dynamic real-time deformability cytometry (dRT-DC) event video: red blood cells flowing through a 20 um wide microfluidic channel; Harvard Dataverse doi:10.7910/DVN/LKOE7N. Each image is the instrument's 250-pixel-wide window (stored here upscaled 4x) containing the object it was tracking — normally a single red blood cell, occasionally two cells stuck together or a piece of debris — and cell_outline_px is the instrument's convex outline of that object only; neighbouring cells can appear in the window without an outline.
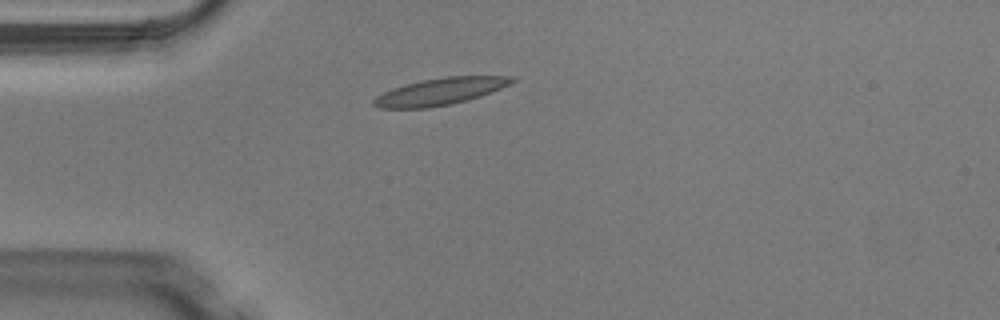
{"species": "Egyptian fruit bat (a non-hibernating species)", "species_latin": "Rousettus aegyptiacus", "temperature_condition": "warm", "stored_images_in_passage": 1, "camera_frame_rate_fps": 3000, "um_per_image_px": 0.085, "animal": {"sex": "male"}, "frame": {"image": 1, "passage_image": 1, "time_ms": 0.0, "image_size_px": [1000, 320], "cell_outline_px": [[520, 80], [480, 96], [468, 100], [452, 104], [428, 108], [380, 108], [372, 104], [372, 100], [376, 96], [392, 88], [424, 80], [448, 76], [516, 76]], "centroid_in_image_um": [37.46, 7.77], "position_along_channel_um": 47.5, "area_um2": 21.68}}